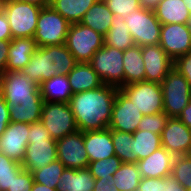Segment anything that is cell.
<instances>
[{
	"label": "cell",
	"mask_w": 191,
	"mask_h": 191,
	"mask_svg": "<svg viewBox=\"0 0 191 191\" xmlns=\"http://www.w3.org/2000/svg\"><path fill=\"white\" fill-rule=\"evenodd\" d=\"M103 38L104 45L114 47L122 51L135 46V42L129 32L127 23L124 22V18L120 15L114 16L111 27Z\"/></svg>",
	"instance_id": "obj_28"
},
{
	"label": "cell",
	"mask_w": 191,
	"mask_h": 191,
	"mask_svg": "<svg viewBox=\"0 0 191 191\" xmlns=\"http://www.w3.org/2000/svg\"><path fill=\"white\" fill-rule=\"evenodd\" d=\"M93 191H119L114 185L113 178L95 179Z\"/></svg>",
	"instance_id": "obj_48"
},
{
	"label": "cell",
	"mask_w": 191,
	"mask_h": 191,
	"mask_svg": "<svg viewBox=\"0 0 191 191\" xmlns=\"http://www.w3.org/2000/svg\"><path fill=\"white\" fill-rule=\"evenodd\" d=\"M114 14L102 0H97L84 14L81 24L86 25L103 36L108 32Z\"/></svg>",
	"instance_id": "obj_26"
},
{
	"label": "cell",
	"mask_w": 191,
	"mask_h": 191,
	"mask_svg": "<svg viewBox=\"0 0 191 191\" xmlns=\"http://www.w3.org/2000/svg\"><path fill=\"white\" fill-rule=\"evenodd\" d=\"M33 183V174L23 168L15 178H13L7 191H31Z\"/></svg>",
	"instance_id": "obj_41"
},
{
	"label": "cell",
	"mask_w": 191,
	"mask_h": 191,
	"mask_svg": "<svg viewBox=\"0 0 191 191\" xmlns=\"http://www.w3.org/2000/svg\"><path fill=\"white\" fill-rule=\"evenodd\" d=\"M112 178L119 191H137L142 176L136 163H122Z\"/></svg>",
	"instance_id": "obj_33"
},
{
	"label": "cell",
	"mask_w": 191,
	"mask_h": 191,
	"mask_svg": "<svg viewBox=\"0 0 191 191\" xmlns=\"http://www.w3.org/2000/svg\"><path fill=\"white\" fill-rule=\"evenodd\" d=\"M144 61L145 81L161 83L173 68L174 61L158 45L141 46Z\"/></svg>",
	"instance_id": "obj_16"
},
{
	"label": "cell",
	"mask_w": 191,
	"mask_h": 191,
	"mask_svg": "<svg viewBox=\"0 0 191 191\" xmlns=\"http://www.w3.org/2000/svg\"><path fill=\"white\" fill-rule=\"evenodd\" d=\"M163 111L169 117H178L191 101V86L185 77L173 68L161 82Z\"/></svg>",
	"instance_id": "obj_3"
},
{
	"label": "cell",
	"mask_w": 191,
	"mask_h": 191,
	"mask_svg": "<svg viewBox=\"0 0 191 191\" xmlns=\"http://www.w3.org/2000/svg\"><path fill=\"white\" fill-rule=\"evenodd\" d=\"M159 45L174 61L191 51V31L187 24H162Z\"/></svg>",
	"instance_id": "obj_12"
},
{
	"label": "cell",
	"mask_w": 191,
	"mask_h": 191,
	"mask_svg": "<svg viewBox=\"0 0 191 191\" xmlns=\"http://www.w3.org/2000/svg\"><path fill=\"white\" fill-rule=\"evenodd\" d=\"M68 80L73 94L103 85L102 79L89 63H77L68 73Z\"/></svg>",
	"instance_id": "obj_21"
},
{
	"label": "cell",
	"mask_w": 191,
	"mask_h": 191,
	"mask_svg": "<svg viewBox=\"0 0 191 191\" xmlns=\"http://www.w3.org/2000/svg\"><path fill=\"white\" fill-rule=\"evenodd\" d=\"M29 123L10 122L0 136V152L22 163L28 145Z\"/></svg>",
	"instance_id": "obj_15"
},
{
	"label": "cell",
	"mask_w": 191,
	"mask_h": 191,
	"mask_svg": "<svg viewBox=\"0 0 191 191\" xmlns=\"http://www.w3.org/2000/svg\"><path fill=\"white\" fill-rule=\"evenodd\" d=\"M137 161L147 158L155 150L162 147L161 135L151 131L137 130L133 133L132 142Z\"/></svg>",
	"instance_id": "obj_31"
},
{
	"label": "cell",
	"mask_w": 191,
	"mask_h": 191,
	"mask_svg": "<svg viewBox=\"0 0 191 191\" xmlns=\"http://www.w3.org/2000/svg\"><path fill=\"white\" fill-rule=\"evenodd\" d=\"M23 169L21 163L0 152V191H7L13 178Z\"/></svg>",
	"instance_id": "obj_37"
},
{
	"label": "cell",
	"mask_w": 191,
	"mask_h": 191,
	"mask_svg": "<svg viewBox=\"0 0 191 191\" xmlns=\"http://www.w3.org/2000/svg\"><path fill=\"white\" fill-rule=\"evenodd\" d=\"M31 191H58L56 188H51L43 184L33 183Z\"/></svg>",
	"instance_id": "obj_52"
},
{
	"label": "cell",
	"mask_w": 191,
	"mask_h": 191,
	"mask_svg": "<svg viewBox=\"0 0 191 191\" xmlns=\"http://www.w3.org/2000/svg\"><path fill=\"white\" fill-rule=\"evenodd\" d=\"M124 86L145 81L144 61L141 46H133L123 53Z\"/></svg>",
	"instance_id": "obj_27"
},
{
	"label": "cell",
	"mask_w": 191,
	"mask_h": 191,
	"mask_svg": "<svg viewBox=\"0 0 191 191\" xmlns=\"http://www.w3.org/2000/svg\"><path fill=\"white\" fill-rule=\"evenodd\" d=\"M70 23L51 6L42 7L34 40L38 47L65 44Z\"/></svg>",
	"instance_id": "obj_7"
},
{
	"label": "cell",
	"mask_w": 191,
	"mask_h": 191,
	"mask_svg": "<svg viewBox=\"0 0 191 191\" xmlns=\"http://www.w3.org/2000/svg\"><path fill=\"white\" fill-rule=\"evenodd\" d=\"M183 2L186 4V7L188 8L189 12L191 13V0H183Z\"/></svg>",
	"instance_id": "obj_54"
},
{
	"label": "cell",
	"mask_w": 191,
	"mask_h": 191,
	"mask_svg": "<svg viewBox=\"0 0 191 191\" xmlns=\"http://www.w3.org/2000/svg\"><path fill=\"white\" fill-rule=\"evenodd\" d=\"M84 145L89 162L115 155L110 128L84 132Z\"/></svg>",
	"instance_id": "obj_19"
},
{
	"label": "cell",
	"mask_w": 191,
	"mask_h": 191,
	"mask_svg": "<svg viewBox=\"0 0 191 191\" xmlns=\"http://www.w3.org/2000/svg\"><path fill=\"white\" fill-rule=\"evenodd\" d=\"M20 72L37 85L49 79L47 46L38 47L37 51L31 56L29 63Z\"/></svg>",
	"instance_id": "obj_30"
},
{
	"label": "cell",
	"mask_w": 191,
	"mask_h": 191,
	"mask_svg": "<svg viewBox=\"0 0 191 191\" xmlns=\"http://www.w3.org/2000/svg\"><path fill=\"white\" fill-rule=\"evenodd\" d=\"M168 119L169 116L164 111L158 114L143 115L138 130L151 131L161 135Z\"/></svg>",
	"instance_id": "obj_39"
},
{
	"label": "cell",
	"mask_w": 191,
	"mask_h": 191,
	"mask_svg": "<svg viewBox=\"0 0 191 191\" xmlns=\"http://www.w3.org/2000/svg\"><path fill=\"white\" fill-rule=\"evenodd\" d=\"M0 94L8 106L27 101H44L39 85L20 71H6L0 75Z\"/></svg>",
	"instance_id": "obj_5"
},
{
	"label": "cell",
	"mask_w": 191,
	"mask_h": 191,
	"mask_svg": "<svg viewBox=\"0 0 191 191\" xmlns=\"http://www.w3.org/2000/svg\"><path fill=\"white\" fill-rule=\"evenodd\" d=\"M65 45L77 63H89L95 52L104 46V38L86 25L70 24Z\"/></svg>",
	"instance_id": "obj_4"
},
{
	"label": "cell",
	"mask_w": 191,
	"mask_h": 191,
	"mask_svg": "<svg viewBox=\"0 0 191 191\" xmlns=\"http://www.w3.org/2000/svg\"><path fill=\"white\" fill-rule=\"evenodd\" d=\"M47 64L50 79L58 74L68 75L77 62L66 45L60 44L47 46Z\"/></svg>",
	"instance_id": "obj_22"
},
{
	"label": "cell",
	"mask_w": 191,
	"mask_h": 191,
	"mask_svg": "<svg viewBox=\"0 0 191 191\" xmlns=\"http://www.w3.org/2000/svg\"><path fill=\"white\" fill-rule=\"evenodd\" d=\"M54 140L41 121L30 124L28 140Z\"/></svg>",
	"instance_id": "obj_43"
},
{
	"label": "cell",
	"mask_w": 191,
	"mask_h": 191,
	"mask_svg": "<svg viewBox=\"0 0 191 191\" xmlns=\"http://www.w3.org/2000/svg\"><path fill=\"white\" fill-rule=\"evenodd\" d=\"M161 0H139L141 7L153 9Z\"/></svg>",
	"instance_id": "obj_53"
},
{
	"label": "cell",
	"mask_w": 191,
	"mask_h": 191,
	"mask_svg": "<svg viewBox=\"0 0 191 191\" xmlns=\"http://www.w3.org/2000/svg\"><path fill=\"white\" fill-rule=\"evenodd\" d=\"M10 41L11 40L0 41V75L6 72Z\"/></svg>",
	"instance_id": "obj_46"
},
{
	"label": "cell",
	"mask_w": 191,
	"mask_h": 191,
	"mask_svg": "<svg viewBox=\"0 0 191 191\" xmlns=\"http://www.w3.org/2000/svg\"><path fill=\"white\" fill-rule=\"evenodd\" d=\"M174 157L162 146L136 164L142 178H163L171 175Z\"/></svg>",
	"instance_id": "obj_18"
},
{
	"label": "cell",
	"mask_w": 191,
	"mask_h": 191,
	"mask_svg": "<svg viewBox=\"0 0 191 191\" xmlns=\"http://www.w3.org/2000/svg\"><path fill=\"white\" fill-rule=\"evenodd\" d=\"M173 66L185 77L191 86V51L185 55L177 57L174 60Z\"/></svg>",
	"instance_id": "obj_42"
},
{
	"label": "cell",
	"mask_w": 191,
	"mask_h": 191,
	"mask_svg": "<svg viewBox=\"0 0 191 191\" xmlns=\"http://www.w3.org/2000/svg\"><path fill=\"white\" fill-rule=\"evenodd\" d=\"M64 169V164L59 160L49 163L43 168L32 173L34 182L57 189L60 183V176Z\"/></svg>",
	"instance_id": "obj_35"
},
{
	"label": "cell",
	"mask_w": 191,
	"mask_h": 191,
	"mask_svg": "<svg viewBox=\"0 0 191 191\" xmlns=\"http://www.w3.org/2000/svg\"><path fill=\"white\" fill-rule=\"evenodd\" d=\"M177 118L191 130V101Z\"/></svg>",
	"instance_id": "obj_50"
},
{
	"label": "cell",
	"mask_w": 191,
	"mask_h": 191,
	"mask_svg": "<svg viewBox=\"0 0 191 191\" xmlns=\"http://www.w3.org/2000/svg\"><path fill=\"white\" fill-rule=\"evenodd\" d=\"M41 9L42 7L34 4L6 0L4 13L9 22L12 38L34 37Z\"/></svg>",
	"instance_id": "obj_2"
},
{
	"label": "cell",
	"mask_w": 191,
	"mask_h": 191,
	"mask_svg": "<svg viewBox=\"0 0 191 191\" xmlns=\"http://www.w3.org/2000/svg\"><path fill=\"white\" fill-rule=\"evenodd\" d=\"M119 88L102 86L73 94L69 105L79 131H94L108 128L112 118V108Z\"/></svg>",
	"instance_id": "obj_1"
},
{
	"label": "cell",
	"mask_w": 191,
	"mask_h": 191,
	"mask_svg": "<svg viewBox=\"0 0 191 191\" xmlns=\"http://www.w3.org/2000/svg\"><path fill=\"white\" fill-rule=\"evenodd\" d=\"M95 178L88 168H65L60 176L58 191H93Z\"/></svg>",
	"instance_id": "obj_23"
},
{
	"label": "cell",
	"mask_w": 191,
	"mask_h": 191,
	"mask_svg": "<svg viewBox=\"0 0 191 191\" xmlns=\"http://www.w3.org/2000/svg\"><path fill=\"white\" fill-rule=\"evenodd\" d=\"M41 122L54 140L78 130L71 107L69 103L65 102H44Z\"/></svg>",
	"instance_id": "obj_9"
},
{
	"label": "cell",
	"mask_w": 191,
	"mask_h": 191,
	"mask_svg": "<svg viewBox=\"0 0 191 191\" xmlns=\"http://www.w3.org/2000/svg\"><path fill=\"white\" fill-rule=\"evenodd\" d=\"M12 35L5 13H0V41L11 40Z\"/></svg>",
	"instance_id": "obj_49"
},
{
	"label": "cell",
	"mask_w": 191,
	"mask_h": 191,
	"mask_svg": "<svg viewBox=\"0 0 191 191\" xmlns=\"http://www.w3.org/2000/svg\"><path fill=\"white\" fill-rule=\"evenodd\" d=\"M123 53L120 49L104 45L90 59L89 64L103 84L117 88L124 86Z\"/></svg>",
	"instance_id": "obj_6"
},
{
	"label": "cell",
	"mask_w": 191,
	"mask_h": 191,
	"mask_svg": "<svg viewBox=\"0 0 191 191\" xmlns=\"http://www.w3.org/2000/svg\"><path fill=\"white\" fill-rule=\"evenodd\" d=\"M57 160L56 140H28L22 167L33 173Z\"/></svg>",
	"instance_id": "obj_17"
},
{
	"label": "cell",
	"mask_w": 191,
	"mask_h": 191,
	"mask_svg": "<svg viewBox=\"0 0 191 191\" xmlns=\"http://www.w3.org/2000/svg\"><path fill=\"white\" fill-rule=\"evenodd\" d=\"M162 146L174 156L189 155L191 130L177 117H169L161 134Z\"/></svg>",
	"instance_id": "obj_14"
},
{
	"label": "cell",
	"mask_w": 191,
	"mask_h": 191,
	"mask_svg": "<svg viewBox=\"0 0 191 191\" xmlns=\"http://www.w3.org/2000/svg\"><path fill=\"white\" fill-rule=\"evenodd\" d=\"M137 191H162V178H142Z\"/></svg>",
	"instance_id": "obj_44"
},
{
	"label": "cell",
	"mask_w": 191,
	"mask_h": 191,
	"mask_svg": "<svg viewBox=\"0 0 191 191\" xmlns=\"http://www.w3.org/2000/svg\"><path fill=\"white\" fill-rule=\"evenodd\" d=\"M119 90L135 104L143 115L163 112L161 83L141 81L122 86Z\"/></svg>",
	"instance_id": "obj_10"
},
{
	"label": "cell",
	"mask_w": 191,
	"mask_h": 191,
	"mask_svg": "<svg viewBox=\"0 0 191 191\" xmlns=\"http://www.w3.org/2000/svg\"><path fill=\"white\" fill-rule=\"evenodd\" d=\"M111 138L115 155L118 156L123 163L137 162V156L136 153H134L133 144L131 143L133 133L111 129Z\"/></svg>",
	"instance_id": "obj_34"
},
{
	"label": "cell",
	"mask_w": 191,
	"mask_h": 191,
	"mask_svg": "<svg viewBox=\"0 0 191 191\" xmlns=\"http://www.w3.org/2000/svg\"><path fill=\"white\" fill-rule=\"evenodd\" d=\"M44 102L69 103L73 95L68 75L58 74L45 80L39 85Z\"/></svg>",
	"instance_id": "obj_24"
},
{
	"label": "cell",
	"mask_w": 191,
	"mask_h": 191,
	"mask_svg": "<svg viewBox=\"0 0 191 191\" xmlns=\"http://www.w3.org/2000/svg\"><path fill=\"white\" fill-rule=\"evenodd\" d=\"M110 11L125 18L133 11L141 8L139 0H102Z\"/></svg>",
	"instance_id": "obj_40"
},
{
	"label": "cell",
	"mask_w": 191,
	"mask_h": 191,
	"mask_svg": "<svg viewBox=\"0 0 191 191\" xmlns=\"http://www.w3.org/2000/svg\"><path fill=\"white\" fill-rule=\"evenodd\" d=\"M153 11L161 24H187L191 15L183 0H161Z\"/></svg>",
	"instance_id": "obj_25"
},
{
	"label": "cell",
	"mask_w": 191,
	"mask_h": 191,
	"mask_svg": "<svg viewBox=\"0 0 191 191\" xmlns=\"http://www.w3.org/2000/svg\"><path fill=\"white\" fill-rule=\"evenodd\" d=\"M16 1L26 2L40 7H49L51 4V0H16Z\"/></svg>",
	"instance_id": "obj_51"
},
{
	"label": "cell",
	"mask_w": 191,
	"mask_h": 191,
	"mask_svg": "<svg viewBox=\"0 0 191 191\" xmlns=\"http://www.w3.org/2000/svg\"><path fill=\"white\" fill-rule=\"evenodd\" d=\"M97 0H51L50 6L70 24L80 23L84 14Z\"/></svg>",
	"instance_id": "obj_29"
},
{
	"label": "cell",
	"mask_w": 191,
	"mask_h": 191,
	"mask_svg": "<svg viewBox=\"0 0 191 191\" xmlns=\"http://www.w3.org/2000/svg\"><path fill=\"white\" fill-rule=\"evenodd\" d=\"M121 159L114 155L109 158H104L101 160L89 162L88 169L95 179L99 178H112L114 173L120 168L122 165Z\"/></svg>",
	"instance_id": "obj_36"
},
{
	"label": "cell",
	"mask_w": 191,
	"mask_h": 191,
	"mask_svg": "<svg viewBox=\"0 0 191 191\" xmlns=\"http://www.w3.org/2000/svg\"><path fill=\"white\" fill-rule=\"evenodd\" d=\"M5 2H6V0H0V13L4 12Z\"/></svg>",
	"instance_id": "obj_55"
},
{
	"label": "cell",
	"mask_w": 191,
	"mask_h": 191,
	"mask_svg": "<svg viewBox=\"0 0 191 191\" xmlns=\"http://www.w3.org/2000/svg\"><path fill=\"white\" fill-rule=\"evenodd\" d=\"M143 114L120 90L112 108V118L108 128L122 132L135 133Z\"/></svg>",
	"instance_id": "obj_13"
},
{
	"label": "cell",
	"mask_w": 191,
	"mask_h": 191,
	"mask_svg": "<svg viewBox=\"0 0 191 191\" xmlns=\"http://www.w3.org/2000/svg\"><path fill=\"white\" fill-rule=\"evenodd\" d=\"M37 48V43L33 37L12 38L8 51L6 71L22 70L29 63Z\"/></svg>",
	"instance_id": "obj_20"
},
{
	"label": "cell",
	"mask_w": 191,
	"mask_h": 191,
	"mask_svg": "<svg viewBox=\"0 0 191 191\" xmlns=\"http://www.w3.org/2000/svg\"><path fill=\"white\" fill-rule=\"evenodd\" d=\"M162 191H188L170 175L162 178Z\"/></svg>",
	"instance_id": "obj_47"
},
{
	"label": "cell",
	"mask_w": 191,
	"mask_h": 191,
	"mask_svg": "<svg viewBox=\"0 0 191 191\" xmlns=\"http://www.w3.org/2000/svg\"><path fill=\"white\" fill-rule=\"evenodd\" d=\"M44 101H27L10 105V122L34 123L41 121Z\"/></svg>",
	"instance_id": "obj_32"
},
{
	"label": "cell",
	"mask_w": 191,
	"mask_h": 191,
	"mask_svg": "<svg viewBox=\"0 0 191 191\" xmlns=\"http://www.w3.org/2000/svg\"><path fill=\"white\" fill-rule=\"evenodd\" d=\"M56 144L57 160L61 161L65 168H88L89 158L84 145V132L77 130L56 140Z\"/></svg>",
	"instance_id": "obj_11"
},
{
	"label": "cell",
	"mask_w": 191,
	"mask_h": 191,
	"mask_svg": "<svg viewBox=\"0 0 191 191\" xmlns=\"http://www.w3.org/2000/svg\"><path fill=\"white\" fill-rule=\"evenodd\" d=\"M9 123H10L9 106L5 102L3 96L0 94V136L4 133Z\"/></svg>",
	"instance_id": "obj_45"
},
{
	"label": "cell",
	"mask_w": 191,
	"mask_h": 191,
	"mask_svg": "<svg viewBox=\"0 0 191 191\" xmlns=\"http://www.w3.org/2000/svg\"><path fill=\"white\" fill-rule=\"evenodd\" d=\"M135 45H158L161 23L153 9L141 7L124 18Z\"/></svg>",
	"instance_id": "obj_8"
},
{
	"label": "cell",
	"mask_w": 191,
	"mask_h": 191,
	"mask_svg": "<svg viewBox=\"0 0 191 191\" xmlns=\"http://www.w3.org/2000/svg\"><path fill=\"white\" fill-rule=\"evenodd\" d=\"M171 175L187 190L191 188V156H175Z\"/></svg>",
	"instance_id": "obj_38"
},
{
	"label": "cell",
	"mask_w": 191,
	"mask_h": 191,
	"mask_svg": "<svg viewBox=\"0 0 191 191\" xmlns=\"http://www.w3.org/2000/svg\"><path fill=\"white\" fill-rule=\"evenodd\" d=\"M187 27L190 29V31H191V15H190V17H189V19H188V21H187Z\"/></svg>",
	"instance_id": "obj_56"
}]
</instances>
